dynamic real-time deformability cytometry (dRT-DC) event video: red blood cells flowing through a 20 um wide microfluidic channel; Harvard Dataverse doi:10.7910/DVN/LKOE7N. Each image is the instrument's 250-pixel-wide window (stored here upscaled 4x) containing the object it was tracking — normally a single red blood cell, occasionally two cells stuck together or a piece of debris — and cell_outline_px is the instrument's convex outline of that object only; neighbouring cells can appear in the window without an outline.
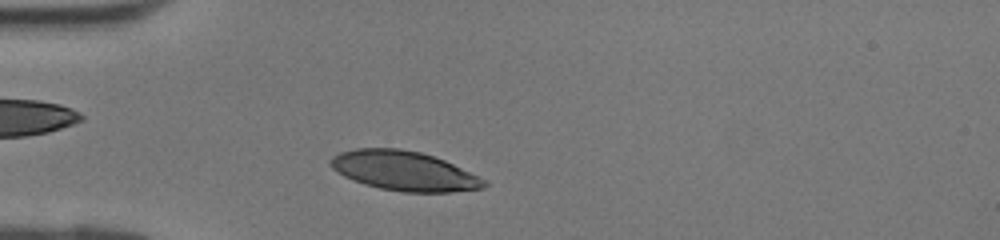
{"species": "human", "species_latin": "Homo sapiens", "temperature_condition": "room temperature", "stored_images_in_passage": 29, "camera_frame_rate_fps": 3000, "um_per_image_px": 0.085, "donor": {"sex": "female"}, "frame": {"image": 1, "passage_image": 3, "time_ms": 0.667, "image_size_px": [1000, 240], "cell_outline_px": [[488, 184], [484, 188], [452, 192], [404, 192], [380, 188], [364, 184], [352, 180], [336, 172], [328, 164], [328, 160], [332, 156], [340, 152], [356, 148], [400, 148], [420, 152], [444, 160], [488, 180]], "centroid_in_image_um": [34.33, 14.52], "position_along_channel_um": 50.7, "area_um2": 35.55}}
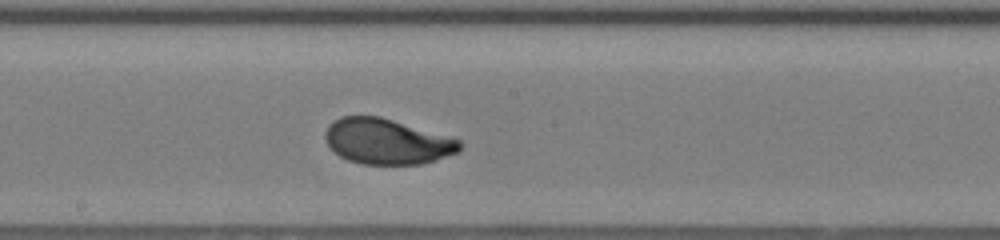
{"frame": {"image": 2, "passage_image": 14, "time_ms": 4.333, "image_size_px": [1000, 240], "cell_outline_px": [[460, 152], [436, 160], [420, 164], [364, 164], [348, 160], [340, 156], [328, 144], [324, 136], [324, 132], [328, 124], [340, 116], [380, 116], [460, 140]], "centroid_in_image_um": [32.87, 12.02], "position_along_channel_um": 215.3, "area_um2": 35.43}}
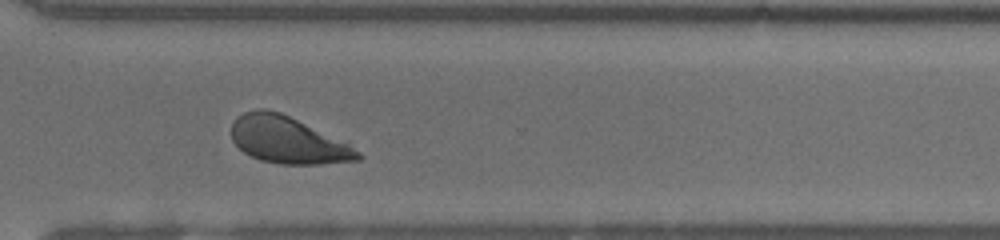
{"frame": {"image": 3, "passage_image": 22, "time_ms": 7.0, "image_size_px": [1000, 240], "cell_outline_px": [[364, 156], [360, 160], [320, 164], [280, 164], [260, 160], [244, 152], [232, 140], [232, 124], [236, 116], [244, 112], [256, 108], [264, 108], [280, 112], [348, 144], [360, 152]], "centroid_in_image_um": [24.43, 11.9], "position_along_channel_um": 346.2, "area_um2": 34.16}}